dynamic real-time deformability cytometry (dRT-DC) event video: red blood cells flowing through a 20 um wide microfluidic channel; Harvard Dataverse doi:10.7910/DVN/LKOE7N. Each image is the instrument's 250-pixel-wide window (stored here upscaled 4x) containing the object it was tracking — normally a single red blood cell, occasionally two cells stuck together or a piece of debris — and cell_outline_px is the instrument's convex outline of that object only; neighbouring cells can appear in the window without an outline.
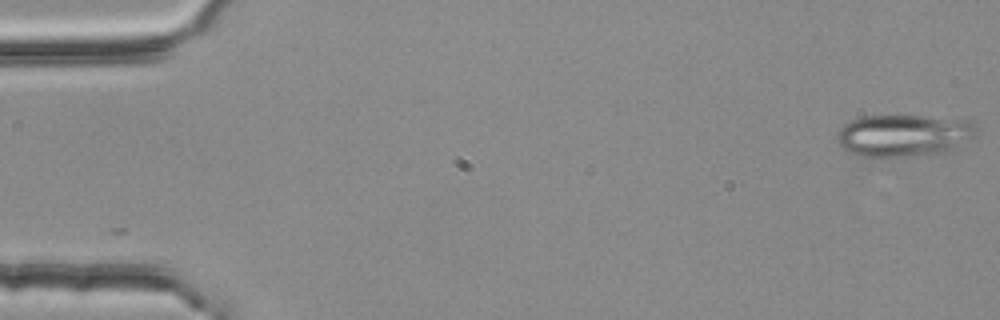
{"species": "common noctule bat (a hibernating species)", "species_latin": "Nyctalus noctula", "temperature_condition": "room temperature", "stored_images_in_passage": 25, "camera_frame_rate_fps": 3000, "um_per_image_px": 0.085, "animal": {"sex": "female", "body_mass_g": 25.1}, "frame": {"image": 1, "passage_image": 1, "time_ms": 0.0, "image_size_px": [1000, 320], "cell_outline_px": [[980, 128], [976, 136], [956, 148], [944, 152], [920, 156], [876, 160], [872, 160], [852, 152], [844, 148], [836, 140], [836, 132], [844, 124], [852, 120], [864, 116], [920, 116], [972, 120]], "centroid_in_image_um": [76.86, 11.55], "position_along_channel_um": 8.1, "area_um2": 35.32}}
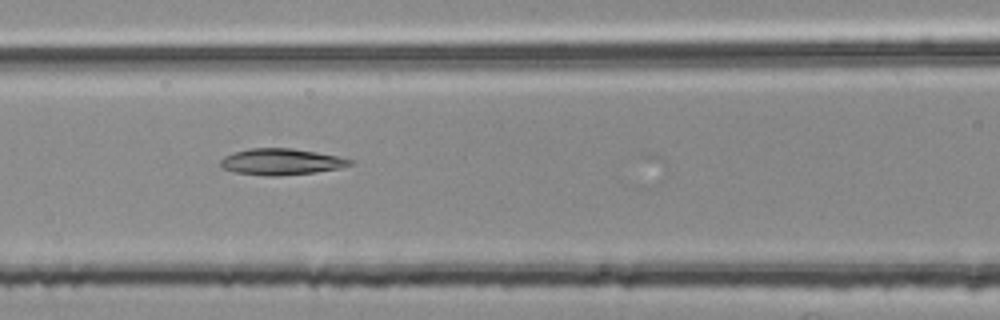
{"frame": {"image": 2, "passage_image": 23, "time_ms": 7.333, "image_size_px": [1000, 320], "cell_outline_px": [[356, 160], [352, 164], [340, 168], [316, 172], [276, 176], [268, 176], [236, 172], [224, 168], [220, 164], [220, 160], [224, 156], [232, 152], [252, 148], [292, 148], [316, 152]], "centroid_in_image_um": [23.91, 13.74], "position_along_channel_um": 142.7, "area_um2": 19.77}}